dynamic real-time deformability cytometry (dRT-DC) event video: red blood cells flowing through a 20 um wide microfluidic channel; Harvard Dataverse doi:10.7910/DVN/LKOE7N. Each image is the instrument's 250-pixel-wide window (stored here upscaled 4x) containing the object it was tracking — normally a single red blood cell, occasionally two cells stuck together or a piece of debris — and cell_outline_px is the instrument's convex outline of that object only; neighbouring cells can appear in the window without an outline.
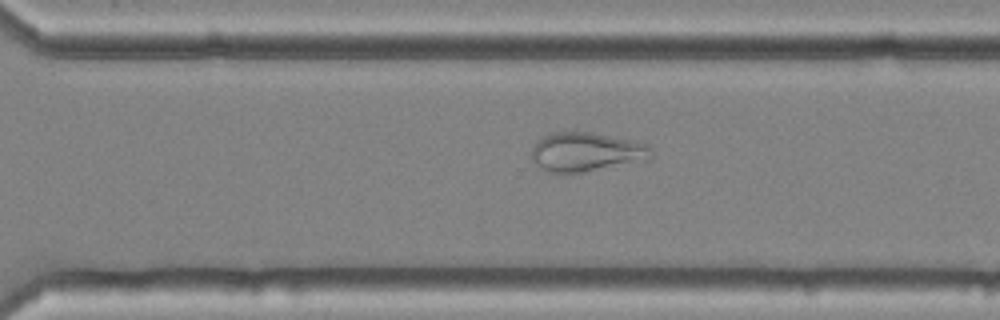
{"species": "common noctule bat (a hibernating species)", "species_latin": "Nyctalus noctula", "temperature_condition": "cold", "stored_images_in_passage": 56, "camera_frame_rate_fps": 3000, "um_per_image_px": 0.085, "animal": {"sex": "female", "body_mass_g": 25.1}, "frame": {"image": 1, "passage_image": 40, "time_ms": 13.0, "image_size_px": [1000, 320], "cell_outline_px": [[652, 156], [648, 160], [580, 172], [548, 172], [540, 168], [536, 164], [532, 156], [532, 148], [536, 140], [540, 136], [552, 132], [592, 132], [632, 140], [648, 144], [652, 148]], "centroid_in_image_um": [49.82, 12.89], "position_along_channel_um": 320.8, "area_um2": 27.28}}
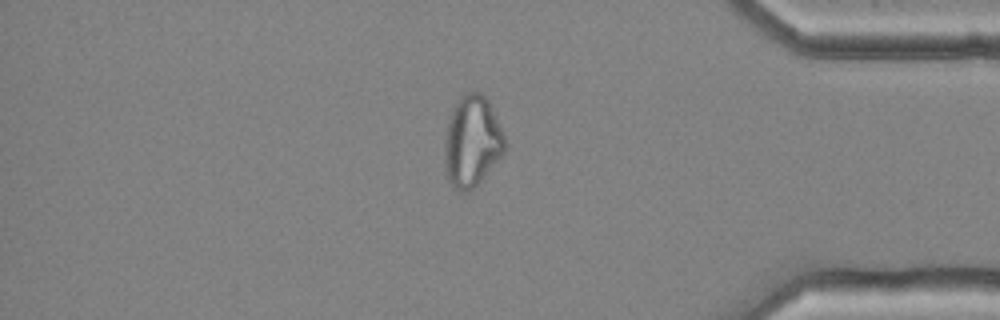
{"frame": {"image": 2, "passage_image": 48, "time_ms": 15.667, "image_size_px": [1000, 320], "cell_outline_px": [[508, 144], [504, 152], [480, 180], [468, 192], [456, 192], [452, 188], [448, 180], [444, 160], [444, 144], [448, 124], [452, 108], [460, 96], [468, 92], [480, 92], [488, 100]], "centroid_in_image_um": [40.1, 12.03], "position_along_channel_um": 395.1, "area_um2": 31.85}}